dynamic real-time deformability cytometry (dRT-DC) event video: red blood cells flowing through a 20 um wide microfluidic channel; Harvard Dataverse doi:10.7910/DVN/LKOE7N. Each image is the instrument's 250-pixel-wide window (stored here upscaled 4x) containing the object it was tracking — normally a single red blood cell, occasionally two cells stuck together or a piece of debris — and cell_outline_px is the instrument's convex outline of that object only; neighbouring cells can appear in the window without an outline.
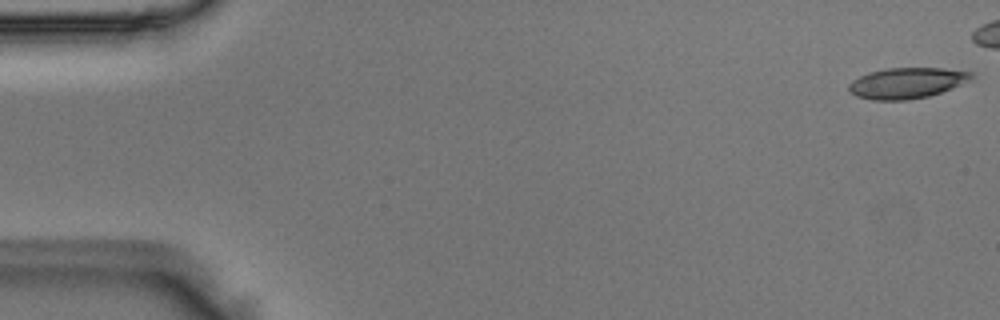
{"species": "Egyptian fruit bat (a non-hibernating species)", "species_latin": "Rousettus aegyptiacus", "temperature_condition": "room temperature", "stored_images_in_passage": 8, "camera_frame_rate_fps": 3000, "um_per_image_px": 0.085, "animal": {"sex": "male"}, "frame": {"image": 1, "passage_image": 1, "time_ms": 0.0, "image_size_px": [1000, 320], "cell_outline_px": [[976, 76], [972, 80], [952, 88], [928, 96], [908, 100], [872, 100], [856, 96], [848, 88], [848, 84], [852, 80], [868, 72], [884, 68], [944, 68], [976, 72]], "centroid_in_image_um": [77.13, 7.04], "position_along_channel_um": 7.9, "area_um2": 22.25}}